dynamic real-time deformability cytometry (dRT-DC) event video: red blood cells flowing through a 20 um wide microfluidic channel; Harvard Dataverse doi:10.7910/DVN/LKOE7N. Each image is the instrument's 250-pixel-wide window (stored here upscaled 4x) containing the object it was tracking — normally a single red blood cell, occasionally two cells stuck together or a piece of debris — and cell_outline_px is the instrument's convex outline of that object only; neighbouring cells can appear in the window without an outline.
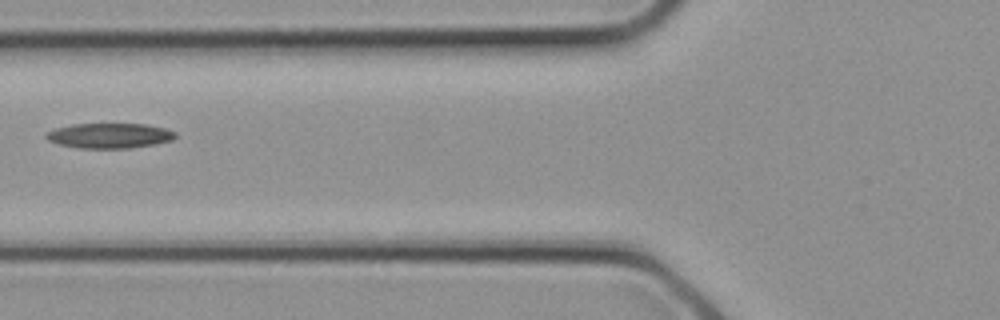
{"species": "common noctule bat (a hibernating species)", "species_latin": "Nyctalus noctula", "temperature_condition": "cold", "stored_images_in_passage": 5, "camera_frame_rate_fps": 3000, "um_per_image_px": 0.085, "animal": {"sex": "female", "body_mass_g": 21.9}, "frame": {"image": 1, "passage_image": 5, "time_ms": 1.333, "image_size_px": [1000, 320], "cell_outline_px": [[176, 136], [172, 140], [156, 144], [132, 148], [76, 148], [56, 144], [48, 140], [44, 136], [48, 132], [56, 128], [72, 124], [144, 124], [164, 128], [176, 132]], "centroid_in_image_um": [9.29, 11.54], "position_along_channel_um": 116.5, "area_um2": 18.96}}